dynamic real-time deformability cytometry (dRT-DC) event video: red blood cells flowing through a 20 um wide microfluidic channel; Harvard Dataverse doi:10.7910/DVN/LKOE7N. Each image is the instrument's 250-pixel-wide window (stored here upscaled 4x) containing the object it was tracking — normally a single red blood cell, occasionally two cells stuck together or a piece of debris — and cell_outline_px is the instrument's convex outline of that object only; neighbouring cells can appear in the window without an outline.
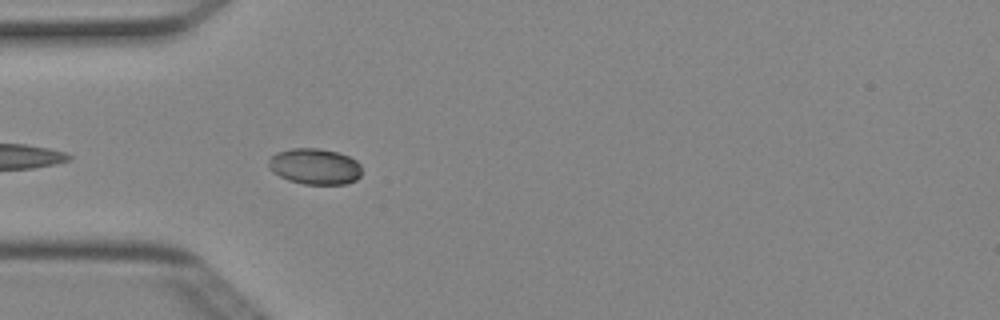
{"species": "Egyptian fruit bat (a non-hibernating species)", "species_latin": "Rousettus aegyptiacus", "temperature_condition": "cold", "stored_images_in_passage": 4, "camera_frame_rate_fps": 3000, "um_per_image_px": 0.085, "animal": {"sex": "female"}, "frame": {"image": 1, "passage_image": 4, "time_ms": 1.0, "image_size_px": [1000, 320], "cell_outline_px": [[360, 176], [356, 180], [344, 184], [304, 184], [288, 180], [272, 172], [268, 168], [268, 160], [276, 152], [292, 148], [316, 148], [336, 152], [348, 156], [356, 160], [360, 164]], "centroid_in_image_um": [26.73, 14.15], "position_along_channel_um": 58.3, "area_um2": 19.54}}